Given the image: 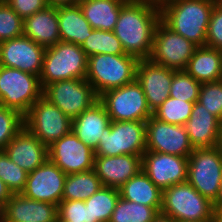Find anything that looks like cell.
<instances>
[{"label": "cell", "instance_id": "obj_1", "mask_svg": "<svg viewBox=\"0 0 222 222\" xmlns=\"http://www.w3.org/2000/svg\"><path fill=\"white\" fill-rule=\"evenodd\" d=\"M161 21L159 4L128 0L120 10L113 30L126 54L138 60L149 59L157 24Z\"/></svg>", "mask_w": 222, "mask_h": 222}, {"label": "cell", "instance_id": "obj_2", "mask_svg": "<svg viewBox=\"0 0 222 222\" xmlns=\"http://www.w3.org/2000/svg\"><path fill=\"white\" fill-rule=\"evenodd\" d=\"M218 0H166L161 3V21L195 45L205 46L208 24Z\"/></svg>", "mask_w": 222, "mask_h": 222}, {"label": "cell", "instance_id": "obj_3", "mask_svg": "<svg viewBox=\"0 0 222 222\" xmlns=\"http://www.w3.org/2000/svg\"><path fill=\"white\" fill-rule=\"evenodd\" d=\"M138 59L128 54H95L88 57L86 80L98 96L136 79Z\"/></svg>", "mask_w": 222, "mask_h": 222}, {"label": "cell", "instance_id": "obj_4", "mask_svg": "<svg viewBox=\"0 0 222 222\" xmlns=\"http://www.w3.org/2000/svg\"><path fill=\"white\" fill-rule=\"evenodd\" d=\"M88 57L81 46L60 41L46 47L39 81L42 89L53 82L86 79Z\"/></svg>", "mask_w": 222, "mask_h": 222}, {"label": "cell", "instance_id": "obj_5", "mask_svg": "<svg viewBox=\"0 0 222 222\" xmlns=\"http://www.w3.org/2000/svg\"><path fill=\"white\" fill-rule=\"evenodd\" d=\"M160 212L173 217L178 222L203 221L213 219L214 204L185 181L162 191Z\"/></svg>", "mask_w": 222, "mask_h": 222}, {"label": "cell", "instance_id": "obj_6", "mask_svg": "<svg viewBox=\"0 0 222 222\" xmlns=\"http://www.w3.org/2000/svg\"><path fill=\"white\" fill-rule=\"evenodd\" d=\"M146 121H111L100 137L95 156L138 155L146 151Z\"/></svg>", "mask_w": 222, "mask_h": 222}, {"label": "cell", "instance_id": "obj_7", "mask_svg": "<svg viewBox=\"0 0 222 222\" xmlns=\"http://www.w3.org/2000/svg\"><path fill=\"white\" fill-rule=\"evenodd\" d=\"M42 91L39 76L0 65V105L25 116Z\"/></svg>", "mask_w": 222, "mask_h": 222}, {"label": "cell", "instance_id": "obj_8", "mask_svg": "<svg viewBox=\"0 0 222 222\" xmlns=\"http://www.w3.org/2000/svg\"><path fill=\"white\" fill-rule=\"evenodd\" d=\"M187 181L214 202L222 183V150L220 146L196 148L188 157Z\"/></svg>", "mask_w": 222, "mask_h": 222}, {"label": "cell", "instance_id": "obj_9", "mask_svg": "<svg viewBox=\"0 0 222 222\" xmlns=\"http://www.w3.org/2000/svg\"><path fill=\"white\" fill-rule=\"evenodd\" d=\"M42 96L71 120L99 101L98 94L86 79L50 83L43 88Z\"/></svg>", "mask_w": 222, "mask_h": 222}, {"label": "cell", "instance_id": "obj_10", "mask_svg": "<svg viewBox=\"0 0 222 222\" xmlns=\"http://www.w3.org/2000/svg\"><path fill=\"white\" fill-rule=\"evenodd\" d=\"M99 101L104 105L111 121H147L153 115L142 86L136 79L120 88L102 93Z\"/></svg>", "mask_w": 222, "mask_h": 222}, {"label": "cell", "instance_id": "obj_11", "mask_svg": "<svg viewBox=\"0 0 222 222\" xmlns=\"http://www.w3.org/2000/svg\"><path fill=\"white\" fill-rule=\"evenodd\" d=\"M24 126L49 147L72 131V120L41 96L24 116Z\"/></svg>", "mask_w": 222, "mask_h": 222}, {"label": "cell", "instance_id": "obj_12", "mask_svg": "<svg viewBox=\"0 0 222 222\" xmlns=\"http://www.w3.org/2000/svg\"><path fill=\"white\" fill-rule=\"evenodd\" d=\"M197 47L160 21L154 33L153 49L149 59L176 71L185 70Z\"/></svg>", "mask_w": 222, "mask_h": 222}, {"label": "cell", "instance_id": "obj_13", "mask_svg": "<svg viewBox=\"0 0 222 222\" xmlns=\"http://www.w3.org/2000/svg\"><path fill=\"white\" fill-rule=\"evenodd\" d=\"M146 151L189 157L193 152L185 125L163 122L153 115L146 121Z\"/></svg>", "mask_w": 222, "mask_h": 222}, {"label": "cell", "instance_id": "obj_14", "mask_svg": "<svg viewBox=\"0 0 222 222\" xmlns=\"http://www.w3.org/2000/svg\"><path fill=\"white\" fill-rule=\"evenodd\" d=\"M95 151L84 144L73 131L48 147V159L66 175L94 168Z\"/></svg>", "mask_w": 222, "mask_h": 222}, {"label": "cell", "instance_id": "obj_15", "mask_svg": "<svg viewBox=\"0 0 222 222\" xmlns=\"http://www.w3.org/2000/svg\"><path fill=\"white\" fill-rule=\"evenodd\" d=\"M142 170L161 190L187 181L188 157L145 151Z\"/></svg>", "mask_w": 222, "mask_h": 222}, {"label": "cell", "instance_id": "obj_16", "mask_svg": "<svg viewBox=\"0 0 222 222\" xmlns=\"http://www.w3.org/2000/svg\"><path fill=\"white\" fill-rule=\"evenodd\" d=\"M66 174L47 159L41 166L28 173L21 192L26 198L58 205L62 201Z\"/></svg>", "mask_w": 222, "mask_h": 222}, {"label": "cell", "instance_id": "obj_17", "mask_svg": "<svg viewBox=\"0 0 222 222\" xmlns=\"http://www.w3.org/2000/svg\"><path fill=\"white\" fill-rule=\"evenodd\" d=\"M46 47L25 35L0 43V65L40 76Z\"/></svg>", "mask_w": 222, "mask_h": 222}, {"label": "cell", "instance_id": "obj_18", "mask_svg": "<svg viewBox=\"0 0 222 222\" xmlns=\"http://www.w3.org/2000/svg\"><path fill=\"white\" fill-rule=\"evenodd\" d=\"M174 70L150 59L139 60L136 80L142 86L149 109L153 113L170 95Z\"/></svg>", "mask_w": 222, "mask_h": 222}, {"label": "cell", "instance_id": "obj_19", "mask_svg": "<svg viewBox=\"0 0 222 222\" xmlns=\"http://www.w3.org/2000/svg\"><path fill=\"white\" fill-rule=\"evenodd\" d=\"M93 169L102 186L119 189L142 170V157L127 154L95 156Z\"/></svg>", "mask_w": 222, "mask_h": 222}, {"label": "cell", "instance_id": "obj_20", "mask_svg": "<svg viewBox=\"0 0 222 222\" xmlns=\"http://www.w3.org/2000/svg\"><path fill=\"white\" fill-rule=\"evenodd\" d=\"M3 150L11 161L27 173L34 171L48 159V147L25 126Z\"/></svg>", "mask_w": 222, "mask_h": 222}, {"label": "cell", "instance_id": "obj_21", "mask_svg": "<svg viewBox=\"0 0 222 222\" xmlns=\"http://www.w3.org/2000/svg\"><path fill=\"white\" fill-rule=\"evenodd\" d=\"M185 129L193 149L211 148L220 144L222 122L199 102L194 103Z\"/></svg>", "mask_w": 222, "mask_h": 222}, {"label": "cell", "instance_id": "obj_22", "mask_svg": "<svg viewBox=\"0 0 222 222\" xmlns=\"http://www.w3.org/2000/svg\"><path fill=\"white\" fill-rule=\"evenodd\" d=\"M58 205L32 200L21 193L5 203L4 222H57Z\"/></svg>", "mask_w": 222, "mask_h": 222}, {"label": "cell", "instance_id": "obj_23", "mask_svg": "<svg viewBox=\"0 0 222 222\" xmlns=\"http://www.w3.org/2000/svg\"><path fill=\"white\" fill-rule=\"evenodd\" d=\"M23 35L44 47L53 46L60 42L58 7L48 5L32 16L25 18Z\"/></svg>", "mask_w": 222, "mask_h": 222}, {"label": "cell", "instance_id": "obj_24", "mask_svg": "<svg viewBox=\"0 0 222 222\" xmlns=\"http://www.w3.org/2000/svg\"><path fill=\"white\" fill-rule=\"evenodd\" d=\"M111 123L104 107L98 101L72 120V131L84 144L95 150L103 131Z\"/></svg>", "mask_w": 222, "mask_h": 222}, {"label": "cell", "instance_id": "obj_25", "mask_svg": "<svg viewBox=\"0 0 222 222\" xmlns=\"http://www.w3.org/2000/svg\"><path fill=\"white\" fill-rule=\"evenodd\" d=\"M185 71L201 84L221 80L222 51L208 46L197 47Z\"/></svg>", "mask_w": 222, "mask_h": 222}, {"label": "cell", "instance_id": "obj_26", "mask_svg": "<svg viewBox=\"0 0 222 222\" xmlns=\"http://www.w3.org/2000/svg\"><path fill=\"white\" fill-rule=\"evenodd\" d=\"M58 25L61 41L79 46L93 30L79 4L58 7Z\"/></svg>", "mask_w": 222, "mask_h": 222}, {"label": "cell", "instance_id": "obj_27", "mask_svg": "<svg viewBox=\"0 0 222 222\" xmlns=\"http://www.w3.org/2000/svg\"><path fill=\"white\" fill-rule=\"evenodd\" d=\"M128 0H79L85 19L93 29L113 31L121 7Z\"/></svg>", "mask_w": 222, "mask_h": 222}, {"label": "cell", "instance_id": "obj_28", "mask_svg": "<svg viewBox=\"0 0 222 222\" xmlns=\"http://www.w3.org/2000/svg\"><path fill=\"white\" fill-rule=\"evenodd\" d=\"M122 199L154 207L160 212L162 207V191L141 170L119 189Z\"/></svg>", "mask_w": 222, "mask_h": 222}, {"label": "cell", "instance_id": "obj_29", "mask_svg": "<svg viewBox=\"0 0 222 222\" xmlns=\"http://www.w3.org/2000/svg\"><path fill=\"white\" fill-rule=\"evenodd\" d=\"M102 187L100 178L94 169L69 174L64 182L62 200L85 201Z\"/></svg>", "mask_w": 222, "mask_h": 222}, {"label": "cell", "instance_id": "obj_30", "mask_svg": "<svg viewBox=\"0 0 222 222\" xmlns=\"http://www.w3.org/2000/svg\"><path fill=\"white\" fill-rule=\"evenodd\" d=\"M119 198L117 188L102 186L85 200V205L89 206L90 222H109Z\"/></svg>", "mask_w": 222, "mask_h": 222}, {"label": "cell", "instance_id": "obj_31", "mask_svg": "<svg viewBox=\"0 0 222 222\" xmlns=\"http://www.w3.org/2000/svg\"><path fill=\"white\" fill-rule=\"evenodd\" d=\"M87 57L95 54H126L113 31L93 29L81 46Z\"/></svg>", "mask_w": 222, "mask_h": 222}, {"label": "cell", "instance_id": "obj_32", "mask_svg": "<svg viewBox=\"0 0 222 222\" xmlns=\"http://www.w3.org/2000/svg\"><path fill=\"white\" fill-rule=\"evenodd\" d=\"M158 213L154 207L131 202L120 197L109 222H153Z\"/></svg>", "mask_w": 222, "mask_h": 222}, {"label": "cell", "instance_id": "obj_33", "mask_svg": "<svg viewBox=\"0 0 222 222\" xmlns=\"http://www.w3.org/2000/svg\"><path fill=\"white\" fill-rule=\"evenodd\" d=\"M194 103L168 97L154 112L160 121L175 125H185L189 120Z\"/></svg>", "mask_w": 222, "mask_h": 222}, {"label": "cell", "instance_id": "obj_34", "mask_svg": "<svg viewBox=\"0 0 222 222\" xmlns=\"http://www.w3.org/2000/svg\"><path fill=\"white\" fill-rule=\"evenodd\" d=\"M201 83L196 81L185 70H174L170 86V97L188 102H197Z\"/></svg>", "mask_w": 222, "mask_h": 222}, {"label": "cell", "instance_id": "obj_35", "mask_svg": "<svg viewBox=\"0 0 222 222\" xmlns=\"http://www.w3.org/2000/svg\"><path fill=\"white\" fill-rule=\"evenodd\" d=\"M28 173L11 161L4 150H0V179L12 194H20L26 185Z\"/></svg>", "mask_w": 222, "mask_h": 222}, {"label": "cell", "instance_id": "obj_36", "mask_svg": "<svg viewBox=\"0 0 222 222\" xmlns=\"http://www.w3.org/2000/svg\"><path fill=\"white\" fill-rule=\"evenodd\" d=\"M24 127V116L11 108L0 105V150Z\"/></svg>", "mask_w": 222, "mask_h": 222}, {"label": "cell", "instance_id": "obj_37", "mask_svg": "<svg viewBox=\"0 0 222 222\" xmlns=\"http://www.w3.org/2000/svg\"><path fill=\"white\" fill-rule=\"evenodd\" d=\"M197 102L222 122V79L202 83Z\"/></svg>", "mask_w": 222, "mask_h": 222}, {"label": "cell", "instance_id": "obj_38", "mask_svg": "<svg viewBox=\"0 0 222 222\" xmlns=\"http://www.w3.org/2000/svg\"><path fill=\"white\" fill-rule=\"evenodd\" d=\"M24 20L4 1L0 4V43L23 35Z\"/></svg>", "mask_w": 222, "mask_h": 222}, {"label": "cell", "instance_id": "obj_39", "mask_svg": "<svg viewBox=\"0 0 222 222\" xmlns=\"http://www.w3.org/2000/svg\"><path fill=\"white\" fill-rule=\"evenodd\" d=\"M90 222L89 206L82 200H62L58 204V220Z\"/></svg>", "mask_w": 222, "mask_h": 222}, {"label": "cell", "instance_id": "obj_40", "mask_svg": "<svg viewBox=\"0 0 222 222\" xmlns=\"http://www.w3.org/2000/svg\"><path fill=\"white\" fill-rule=\"evenodd\" d=\"M205 46L222 51V0L213 8L208 24Z\"/></svg>", "mask_w": 222, "mask_h": 222}, {"label": "cell", "instance_id": "obj_41", "mask_svg": "<svg viewBox=\"0 0 222 222\" xmlns=\"http://www.w3.org/2000/svg\"><path fill=\"white\" fill-rule=\"evenodd\" d=\"M23 20L44 9L46 0H4Z\"/></svg>", "mask_w": 222, "mask_h": 222}, {"label": "cell", "instance_id": "obj_42", "mask_svg": "<svg viewBox=\"0 0 222 222\" xmlns=\"http://www.w3.org/2000/svg\"><path fill=\"white\" fill-rule=\"evenodd\" d=\"M12 192L8 189L7 185L0 179V202L4 205L11 198Z\"/></svg>", "mask_w": 222, "mask_h": 222}, {"label": "cell", "instance_id": "obj_43", "mask_svg": "<svg viewBox=\"0 0 222 222\" xmlns=\"http://www.w3.org/2000/svg\"><path fill=\"white\" fill-rule=\"evenodd\" d=\"M47 5L53 7L70 6L78 4L79 0H46Z\"/></svg>", "mask_w": 222, "mask_h": 222}, {"label": "cell", "instance_id": "obj_44", "mask_svg": "<svg viewBox=\"0 0 222 222\" xmlns=\"http://www.w3.org/2000/svg\"><path fill=\"white\" fill-rule=\"evenodd\" d=\"M153 222H178V221L169 215L159 212L154 218Z\"/></svg>", "mask_w": 222, "mask_h": 222}, {"label": "cell", "instance_id": "obj_45", "mask_svg": "<svg viewBox=\"0 0 222 222\" xmlns=\"http://www.w3.org/2000/svg\"><path fill=\"white\" fill-rule=\"evenodd\" d=\"M214 209H221L222 208V183L220 185V191L218 194L217 199L213 202Z\"/></svg>", "mask_w": 222, "mask_h": 222}, {"label": "cell", "instance_id": "obj_46", "mask_svg": "<svg viewBox=\"0 0 222 222\" xmlns=\"http://www.w3.org/2000/svg\"><path fill=\"white\" fill-rule=\"evenodd\" d=\"M214 222H222V208L221 209H214Z\"/></svg>", "mask_w": 222, "mask_h": 222}, {"label": "cell", "instance_id": "obj_47", "mask_svg": "<svg viewBox=\"0 0 222 222\" xmlns=\"http://www.w3.org/2000/svg\"><path fill=\"white\" fill-rule=\"evenodd\" d=\"M5 205L0 202V222H4Z\"/></svg>", "mask_w": 222, "mask_h": 222}, {"label": "cell", "instance_id": "obj_48", "mask_svg": "<svg viewBox=\"0 0 222 222\" xmlns=\"http://www.w3.org/2000/svg\"><path fill=\"white\" fill-rule=\"evenodd\" d=\"M145 1H150V2H153V3H156V4L160 5L161 3H163L166 0H145Z\"/></svg>", "mask_w": 222, "mask_h": 222}, {"label": "cell", "instance_id": "obj_49", "mask_svg": "<svg viewBox=\"0 0 222 222\" xmlns=\"http://www.w3.org/2000/svg\"><path fill=\"white\" fill-rule=\"evenodd\" d=\"M182 222H214L213 219L203 220V221H182Z\"/></svg>", "mask_w": 222, "mask_h": 222}, {"label": "cell", "instance_id": "obj_50", "mask_svg": "<svg viewBox=\"0 0 222 222\" xmlns=\"http://www.w3.org/2000/svg\"><path fill=\"white\" fill-rule=\"evenodd\" d=\"M221 150H222V132H221V136H220V144H219Z\"/></svg>", "mask_w": 222, "mask_h": 222}]
</instances>
